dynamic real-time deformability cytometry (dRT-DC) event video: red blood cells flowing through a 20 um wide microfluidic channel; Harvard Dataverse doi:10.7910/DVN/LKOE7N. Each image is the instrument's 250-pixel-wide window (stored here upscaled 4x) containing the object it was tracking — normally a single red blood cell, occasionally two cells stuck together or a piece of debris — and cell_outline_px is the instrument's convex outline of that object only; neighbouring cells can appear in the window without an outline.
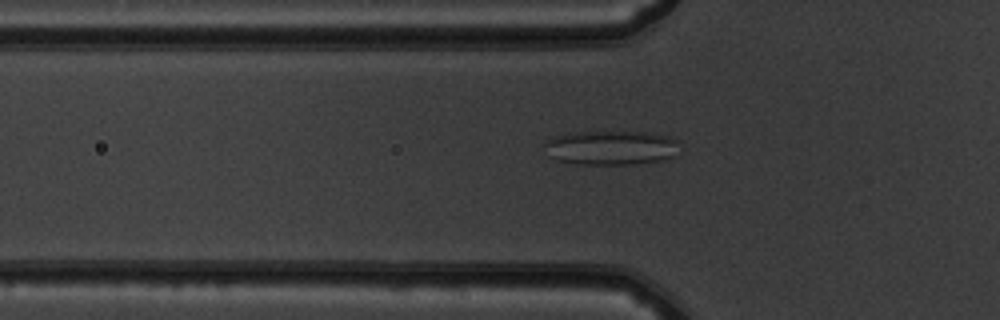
{"species": "common noctule bat (a hibernating species)", "species_latin": "Nyctalus noctula", "temperature_condition": "warm", "stored_images_in_passage": 43, "camera_frame_rate_fps": 3000, "um_per_image_px": 0.085, "animal": {"sex": "male", "body_mass_g": 19.5, "forearm_length_mm": 54.6}, "frame": {"image": 1, "passage_image": 9, "time_ms": 2.667, "image_size_px": [1000, 320], "cell_outline_px": [[680, 140], [676, 156], [664, 160], [636, 164], [576, 164], [556, 160], [548, 156], [544, 144], [548, 140], [556, 136], [580, 132], [648, 132], [672, 136]], "centroid_in_image_um": [52.02, 12.56], "position_along_channel_um": 73.8, "area_um2": 27.34}}
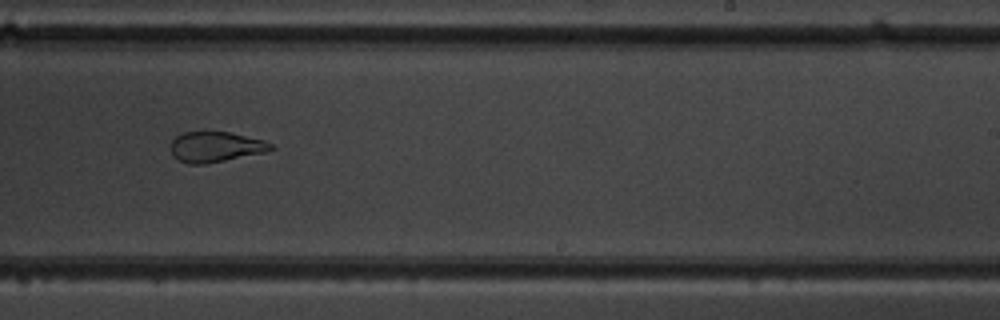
{"frame": {"image": 2, "passage_image": 24, "time_ms": 7.667, "image_size_px": [1000, 320], "cell_outline_px": [[276, 148], [268, 152], [204, 164], [188, 164], [176, 160], [172, 156], [168, 148], [172, 140], [176, 136], [184, 132], [228, 132], [264, 140], [272, 144]], "centroid_in_image_um": [18.29, 12.5], "position_along_channel_um": 270.7, "area_um2": 18.03}}
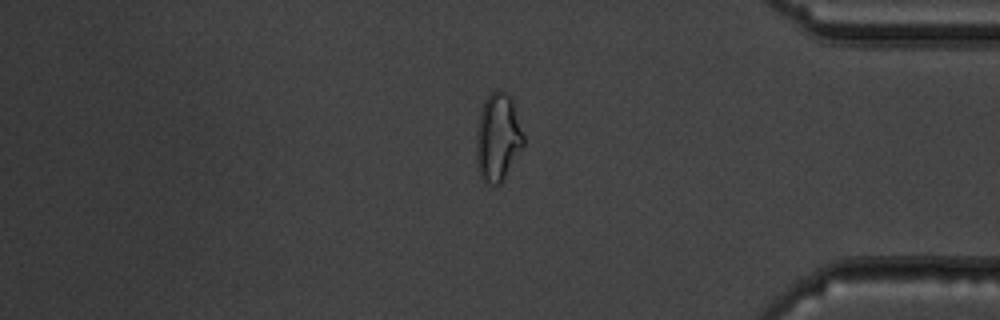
{"frame": {"image": 3, "passage_image": 35, "time_ms": 11.333, "image_size_px": [1000, 320], "cell_outline_px": [[524, 144], [500, 184], [484, 184], [476, 168], [476, 132], [480, 112], [484, 100], [496, 88], [512, 96], [524, 136]], "centroid_in_image_um": [42.3, 11.67], "position_along_channel_um": 392.9, "area_um2": 24.45}}